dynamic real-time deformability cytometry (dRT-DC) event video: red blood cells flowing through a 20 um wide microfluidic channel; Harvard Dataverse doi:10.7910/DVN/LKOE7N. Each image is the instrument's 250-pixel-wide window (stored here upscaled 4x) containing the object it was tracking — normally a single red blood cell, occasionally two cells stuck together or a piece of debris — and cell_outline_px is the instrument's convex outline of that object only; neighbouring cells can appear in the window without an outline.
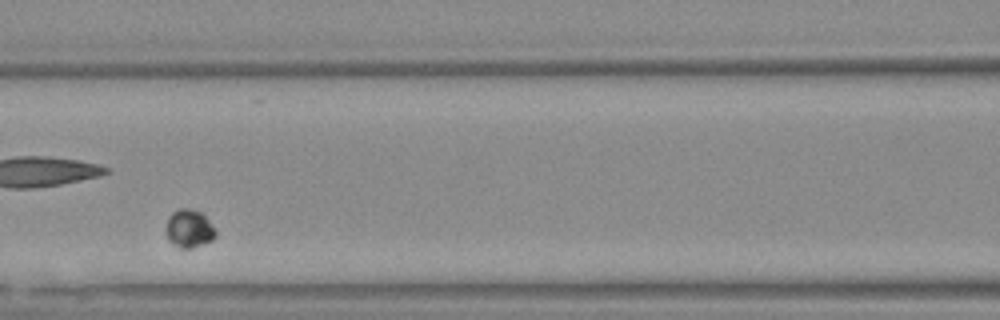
{"species": "Egyptian fruit bat (a non-hibernating species)", "species_latin": "Rousettus aegyptiacus", "temperature_condition": "warm", "stored_images_in_passage": 34, "camera_frame_rate_fps": 3000, "um_per_image_px": 0.085, "animal": {"sex": "female"}, "frame": {"image": 1, "passage_image": 10, "time_ms": 3.0, "image_size_px": [1000, 320], "cell_outline_px": [[216, 236], [212, 240], [192, 248], [180, 248], [168, 240], [164, 232], [164, 228], [168, 216], [172, 212], [180, 208], [188, 208], [200, 212], [216, 228]], "centroid_in_image_um": [16.04, 19.43], "position_along_channel_um": 150.6, "area_um2": 11.21}}